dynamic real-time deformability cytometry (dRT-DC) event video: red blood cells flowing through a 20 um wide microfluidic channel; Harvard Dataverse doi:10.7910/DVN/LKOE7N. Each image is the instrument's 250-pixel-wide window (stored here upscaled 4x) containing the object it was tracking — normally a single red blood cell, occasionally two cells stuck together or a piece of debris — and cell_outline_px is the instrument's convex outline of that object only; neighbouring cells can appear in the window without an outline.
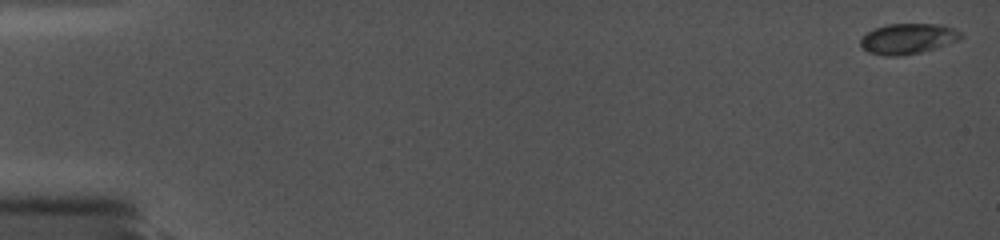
{"species": "common noctule bat (a hibernating species)", "species_latin": "Nyctalus noctula", "temperature_condition": "cold", "stored_images_in_passage": 28, "camera_frame_rate_fps": 5000, "um_per_image_px": 0.085, "animal": {"sex": "female", "body_mass_g": 19.0, "forearm_length_mm": 56.7}, "frame": {"image": 1, "passage_image": 1, "time_ms": 0.0, "image_size_px": [1000, 240], "cell_outline_px": [[964, 36], [960, 40], [936, 48], [920, 52], [900, 56], [884, 56], [868, 52], [860, 44], [860, 40], [868, 32], [876, 28], [888, 24], [940, 24], [952, 28], [960, 32]], "centroid_in_image_um": [77.2, 3.29], "position_along_channel_um": 7.8, "area_um2": 17.74}}
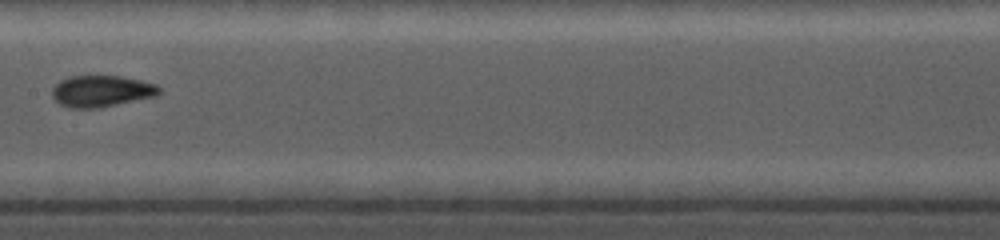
{"frame": {"image": 2, "passage_image": 19, "time_ms": 9.4, "image_size_px": [1000, 240], "cell_outline_px": [[160, 92], [156, 96], [96, 108], [68, 108], [60, 104], [52, 96], [52, 88], [60, 80], [68, 76], [120, 76], [140, 80], [156, 84], [160, 88]], "centroid_in_image_um": [8.6, 7.74], "position_along_channel_um": 198.8, "area_um2": 19.54}}
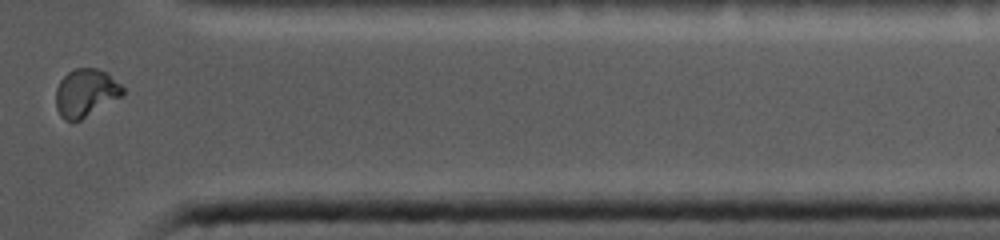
{"frame": {"image": 3, "passage_image": 26, "time_ms": 14.8, "image_size_px": [1000, 240], "cell_outline_px": [[124, 92], [120, 96], [80, 120], [64, 120], [60, 116], [56, 108], [56, 88], [60, 80], [72, 68], [96, 68], [108, 72], [124, 88]], "centroid_in_image_um": [7.26, 7.86], "position_along_channel_um": 404.1, "area_um2": 18.5}}